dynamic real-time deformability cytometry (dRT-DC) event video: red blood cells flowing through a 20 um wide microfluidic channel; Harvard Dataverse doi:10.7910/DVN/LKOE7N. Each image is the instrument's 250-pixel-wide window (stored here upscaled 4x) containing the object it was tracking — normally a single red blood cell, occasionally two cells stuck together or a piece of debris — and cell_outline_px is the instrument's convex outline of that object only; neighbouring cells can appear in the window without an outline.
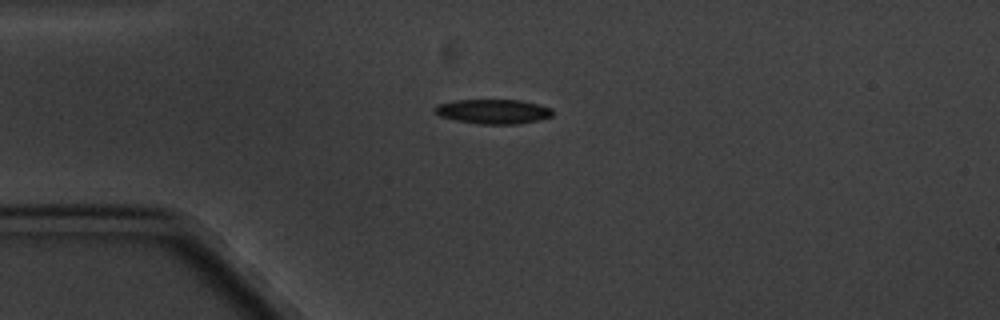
{"species": "common noctule bat (a hibernating species)", "species_latin": "Nyctalus noctula", "temperature_condition": "cold", "stored_images_in_passage": 9, "camera_frame_rate_fps": 3000, "um_per_image_px": 0.085, "animal": {"sex": "male", "body_mass_g": 20.1, "forearm_length_mm": 53.5}, "frame": {"image": 1, "passage_image": 4, "time_ms": 3.667, "image_size_px": [1000, 320], "cell_outline_px": [[552, 116], [536, 120], [516, 124], [480, 124], [456, 120], [440, 116], [432, 108], [436, 104], [456, 100], [520, 100], [552, 108]], "centroid_in_image_um": [41.88, 9.47], "position_along_channel_um": 43.1, "area_um2": 16.7}}